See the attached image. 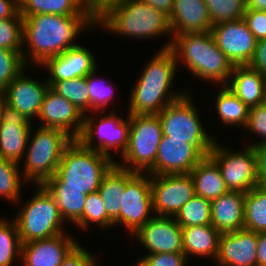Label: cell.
I'll use <instances>...</instances> for the list:
<instances>
[{
  "instance_id": "obj_1",
  "label": "cell",
  "mask_w": 266,
  "mask_h": 266,
  "mask_svg": "<svg viewBox=\"0 0 266 266\" xmlns=\"http://www.w3.org/2000/svg\"><path fill=\"white\" fill-rule=\"evenodd\" d=\"M23 17V45L27 43L29 55L22 53L26 65L30 60L40 66L47 58L80 46L73 43L84 29L97 27V16H62L35 14ZM30 58H29V57Z\"/></svg>"
},
{
  "instance_id": "obj_2",
  "label": "cell",
  "mask_w": 266,
  "mask_h": 266,
  "mask_svg": "<svg viewBox=\"0 0 266 266\" xmlns=\"http://www.w3.org/2000/svg\"><path fill=\"white\" fill-rule=\"evenodd\" d=\"M159 52L143 69L130 95L128 114H159L168 104L186 92H172L170 86L176 75L178 62L171 48Z\"/></svg>"
},
{
  "instance_id": "obj_3",
  "label": "cell",
  "mask_w": 266,
  "mask_h": 266,
  "mask_svg": "<svg viewBox=\"0 0 266 266\" xmlns=\"http://www.w3.org/2000/svg\"><path fill=\"white\" fill-rule=\"evenodd\" d=\"M161 49L171 48L177 62L183 61L193 76L226 85L234 65L217 47L211 31L172 34Z\"/></svg>"
},
{
  "instance_id": "obj_4",
  "label": "cell",
  "mask_w": 266,
  "mask_h": 266,
  "mask_svg": "<svg viewBox=\"0 0 266 266\" xmlns=\"http://www.w3.org/2000/svg\"><path fill=\"white\" fill-rule=\"evenodd\" d=\"M115 162L73 139L64 150L55 175L42 186L45 189H80L85 194L94 193Z\"/></svg>"
},
{
  "instance_id": "obj_5",
  "label": "cell",
  "mask_w": 266,
  "mask_h": 266,
  "mask_svg": "<svg viewBox=\"0 0 266 266\" xmlns=\"http://www.w3.org/2000/svg\"><path fill=\"white\" fill-rule=\"evenodd\" d=\"M134 39L171 34L169 16L142 0H119L97 16V26ZM166 33V34H165Z\"/></svg>"
},
{
  "instance_id": "obj_6",
  "label": "cell",
  "mask_w": 266,
  "mask_h": 266,
  "mask_svg": "<svg viewBox=\"0 0 266 266\" xmlns=\"http://www.w3.org/2000/svg\"><path fill=\"white\" fill-rule=\"evenodd\" d=\"M29 134L23 169L24 181L42 185L56 173L61 157L73 138L57 128L38 127L32 139ZM31 139V140H30ZM33 179V180H32Z\"/></svg>"
},
{
  "instance_id": "obj_7",
  "label": "cell",
  "mask_w": 266,
  "mask_h": 266,
  "mask_svg": "<svg viewBox=\"0 0 266 266\" xmlns=\"http://www.w3.org/2000/svg\"><path fill=\"white\" fill-rule=\"evenodd\" d=\"M163 136L157 114H131L128 145L117 166L135 173L153 175L157 149ZM125 163L127 165H125Z\"/></svg>"
},
{
  "instance_id": "obj_8",
  "label": "cell",
  "mask_w": 266,
  "mask_h": 266,
  "mask_svg": "<svg viewBox=\"0 0 266 266\" xmlns=\"http://www.w3.org/2000/svg\"><path fill=\"white\" fill-rule=\"evenodd\" d=\"M14 218L21 243L33 240L47 239L66 232L63 230L64 219L54 198L42 186Z\"/></svg>"
},
{
  "instance_id": "obj_9",
  "label": "cell",
  "mask_w": 266,
  "mask_h": 266,
  "mask_svg": "<svg viewBox=\"0 0 266 266\" xmlns=\"http://www.w3.org/2000/svg\"><path fill=\"white\" fill-rule=\"evenodd\" d=\"M191 97L190 93H186L178 100L168 104L157 115L164 136L195 144L208 156L216 139L214 135L209 136V133L205 131Z\"/></svg>"
},
{
  "instance_id": "obj_10",
  "label": "cell",
  "mask_w": 266,
  "mask_h": 266,
  "mask_svg": "<svg viewBox=\"0 0 266 266\" xmlns=\"http://www.w3.org/2000/svg\"><path fill=\"white\" fill-rule=\"evenodd\" d=\"M110 112V115L101 116L97 123L94 121V116H96L95 112H92L93 115H84L83 128L77 140L84 147L95 150L113 159L111 151H109L111 148H114L116 152L119 151L121 156L127 148L130 114H128L126 121L123 117L115 115L114 111ZM96 137L99 139L97 144L94 145L93 140Z\"/></svg>"
},
{
  "instance_id": "obj_11",
  "label": "cell",
  "mask_w": 266,
  "mask_h": 266,
  "mask_svg": "<svg viewBox=\"0 0 266 266\" xmlns=\"http://www.w3.org/2000/svg\"><path fill=\"white\" fill-rule=\"evenodd\" d=\"M209 156L220 168L228 190L247 193L260 185L257 174V155L251 146L232 152L216 139Z\"/></svg>"
},
{
  "instance_id": "obj_12",
  "label": "cell",
  "mask_w": 266,
  "mask_h": 266,
  "mask_svg": "<svg viewBox=\"0 0 266 266\" xmlns=\"http://www.w3.org/2000/svg\"><path fill=\"white\" fill-rule=\"evenodd\" d=\"M147 176L126 170L120 215L113 221L114 226L123 224L132 235L154 217L151 175Z\"/></svg>"
},
{
  "instance_id": "obj_13",
  "label": "cell",
  "mask_w": 266,
  "mask_h": 266,
  "mask_svg": "<svg viewBox=\"0 0 266 266\" xmlns=\"http://www.w3.org/2000/svg\"><path fill=\"white\" fill-rule=\"evenodd\" d=\"M151 188L155 216L175 217L195 196L194 183L189 173L151 175Z\"/></svg>"
},
{
  "instance_id": "obj_14",
  "label": "cell",
  "mask_w": 266,
  "mask_h": 266,
  "mask_svg": "<svg viewBox=\"0 0 266 266\" xmlns=\"http://www.w3.org/2000/svg\"><path fill=\"white\" fill-rule=\"evenodd\" d=\"M211 33L217 47L233 65H248L256 48L257 40L243 18L212 26Z\"/></svg>"
},
{
  "instance_id": "obj_15",
  "label": "cell",
  "mask_w": 266,
  "mask_h": 266,
  "mask_svg": "<svg viewBox=\"0 0 266 266\" xmlns=\"http://www.w3.org/2000/svg\"><path fill=\"white\" fill-rule=\"evenodd\" d=\"M206 155L192 143L162 136L153 175L190 173Z\"/></svg>"
},
{
  "instance_id": "obj_16",
  "label": "cell",
  "mask_w": 266,
  "mask_h": 266,
  "mask_svg": "<svg viewBox=\"0 0 266 266\" xmlns=\"http://www.w3.org/2000/svg\"><path fill=\"white\" fill-rule=\"evenodd\" d=\"M132 236L153 253L183 252L182 227L174 217L154 216Z\"/></svg>"
},
{
  "instance_id": "obj_17",
  "label": "cell",
  "mask_w": 266,
  "mask_h": 266,
  "mask_svg": "<svg viewBox=\"0 0 266 266\" xmlns=\"http://www.w3.org/2000/svg\"><path fill=\"white\" fill-rule=\"evenodd\" d=\"M39 118L40 127L60 129L73 139H77L83 128L84 115L51 87L45 92Z\"/></svg>"
},
{
  "instance_id": "obj_18",
  "label": "cell",
  "mask_w": 266,
  "mask_h": 266,
  "mask_svg": "<svg viewBox=\"0 0 266 266\" xmlns=\"http://www.w3.org/2000/svg\"><path fill=\"white\" fill-rule=\"evenodd\" d=\"M31 127L30 120L7 104L0 120V157L20 164Z\"/></svg>"
},
{
  "instance_id": "obj_19",
  "label": "cell",
  "mask_w": 266,
  "mask_h": 266,
  "mask_svg": "<svg viewBox=\"0 0 266 266\" xmlns=\"http://www.w3.org/2000/svg\"><path fill=\"white\" fill-rule=\"evenodd\" d=\"M78 241L65 233L47 239L22 243L21 260L24 266H59Z\"/></svg>"
},
{
  "instance_id": "obj_20",
  "label": "cell",
  "mask_w": 266,
  "mask_h": 266,
  "mask_svg": "<svg viewBox=\"0 0 266 266\" xmlns=\"http://www.w3.org/2000/svg\"><path fill=\"white\" fill-rule=\"evenodd\" d=\"M257 233L248 229L221 233L215 258L220 266H256Z\"/></svg>"
},
{
  "instance_id": "obj_21",
  "label": "cell",
  "mask_w": 266,
  "mask_h": 266,
  "mask_svg": "<svg viewBox=\"0 0 266 266\" xmlns=\"http://www.w3.org/2000/svg\"><path fill=\"white\" fill-rule=\"evenodd\" d=\"M49 83L34 80L24 74L22 70L5 88L7 104L15 108L31 121L38 117L45 92Z\"/></svg>"
},
{
  "instance_id": "obj_22",
  "label": "cell",
  "mask_w": 266,
  "mask_h": 266,
  "mask_svg": "<svg viewBox=\"0 0 266 266\" xmlns=\"http://www.w3.org/2000/svg\"><path fill=\"white\" fill-rule=\"evenodd\" d=\"M96 60L90 50L85 46H77L66 50L64 53L47 58L41 68L46 66L50 72L47 81L71 80L85 77L96 68Z\"/></svg>"
},
{
  "instance_id": "obj_23",
  "label": "cell",
  "mask_w": 266,
  "mask_h": 266,
  "mask_svg": "<svg viewBox=\"0 0 266 266\" xmlns=\"http://www.w3.org/2000/svg\"><path fill=\"white\" fill-rule=\"evenodd\" d=\"M245 193L228 190L211 201V224L220 233L244 228Z\"/></svg>"
},
{
  "instance_id": "obj_24",
  "label": "cell",
  "mask_w": 266,
  "mask_h": 266,
  "mask_svg": "<svg viewBox=\"0 0 266 266\" xmlns=\"http://www.w3.org/2000/svg\"><path fill=\"white\" fill-rule=\"evenodd\" d=\"M169 23L172 34L206 32L213 26L204 0H174Z\"/></svg>"
},
{
  "instance_id": "obj_25",
  "label": "cell",
  "mask_w": 266,
  "mask_h": 266,
  "mask_svg": "<svg viewBox=\"0 0 266 266\" xmlns=\"http://www.w3.org/2000/svg\"><path fill=\"white\" fill-rule=\"evenodd\" d=\"M226 86L250 109L266 102V77L248 65H234Z\"/></svg>"
},
{
  "instance_id": "obj_26",
  "label": "cell",
  "mask_w": 266,
  "mask_h": 266,
  "mask_svg": "<svg viewBox=\"0 0 266 266\" xmlns=\"http://www.w3.org/2000/svg\"><path fill=\"white\" fill-rule=\"evenodd\" d=\"M221 233L212 224L182 227L183 253L189 255L211 257L215 260L218 253Z\"/></svg>"
},
{
  "instance_id": "obj_27",
  "label": "cell",
  "mask_w": 266,
  "mask_h": 266,
  "mask_svg": "<svg viewBox=\"0 0 266 266\" xmlns=\"http://www.w3.org/2000/svg\"><path fill=\"white\" fill-rule=\"evenodd\" d=\"M195 195L213 201L228 191L217 163L208 155L189 173Z\"/></svg>"
},
{
  "instance_id": "obj_28",
  "label": "cell",
  "mask_w": 266,
  "mask_h": 266,
  "mask_svg": "<svg viewBox=\"0 0 266 266\" xmlns=\"http://www.w3.org/2000/svg\"><path fill=\"white\" fill-rule=\"evenodd\" d=\"M20 14H55L62 16H96L83 0H19Z\"/></svg>"
},
{
  "instance_id": "obj_29",
  "label": "cell",
  "mask_w": 266,
  "mask_h": 266,
  "mask_svg": "<svg viewBox=\"0 0 266 266\" xmlns=\"http://www.w3.org/2000/svg\"><path fill=\"white\" fill-rule=\"evenodd\" d=\"M125 186L126 170L115 164L103 177L97 190L112 221L120 215Z\"/></svg>"
},
{
  "instance_id": "obj_30",
  "label": "cell",
  "mask_w": 266,
  "mask_h": 266,
  "mask_svg": "<svg viewBox=\"0 0 266 266\" xmlns=\"http://www.w3.org/2000/svg\"><path fill=\"white\" fill-rule=\"evenodd\" d=\"M244 207V228L266 232V186L258 185L245 193Z\"/></svg>"
},
{
  "instance_id": "obj_31",
  "label": "cell",
  "mask_w": 266,
  "mask_h": 266,
  "mask_svg": "<svg viewBox=\"0 0 266 266\" xmlns=\"http://www.w3.org/2000/svg\"><path fill=\"white\" fill-rule=\"evenodd\" d=\"M215 108L223 123L245 128L249 108L226 85L218 92Z\"/></svg>"
},
{
  "instance_id": "obj_32",
  "label": "cell",
  "mask_w": 266,
  "mask_h": 266,
  "mask_svg": "<svg viewBox=\"0 0 266 266\" xmlns=\"http://www.w3.org/2000/svg\"><path fill=\"white\" fill-rule=\"evenodd\" d=\"M50 87L59 95L71 102L83 115L90 109L87 76L71 80L47 81Z\"/></svg>"
},
{
  "instance_id": "obj_33",
  "label": "cell",
  "mask_w": 266,
  "mask_h": 266,
  "mask_svg": "<svg viewBox=\"0 0 266 266\" xmlns=\"http://www.w3.org/2000/svg\"><path fill=\"white\" fill-rule=\"evenodd\" d=\"M59 207L62 218L74 224L83 213L88 194L80 189H46Z\"/></svg>"
},
{
  "instance_id": "obj_34",
  "label": "cell",
  "mask_w": 266,
  "mask_h": 266,
  "mask_svg": "<svg viewBox=\"0 0 266 266\" xmlns=\"http://www.w3.org/2000/svg\"><path fill=\"white\" fill-rule=\"evenodd\" d=\"M211 201L201 196L192 197L175 215L181 227L211 224Z\"/></svg>"
},
{
  "instance_id": "obj_35",
  "label": "cell",
  "mask_w": 266,
  "mask_h": 266,
  "mask_svg": "<svg viewBox=\"0 0 266 266\" xmlns=\"http://www.w3.org/2000/svg\"><path fill=\"white\" fill-rule=\"evenodd\" d=\"M21 239L15 222L0 219V266H12L21 257Z\"/></svg>"
},
{
  "instance_id": "obj_36",
  "label": "cell",
  "mask_w": 266,
  "mask_h": 266,
  "mask_svg": "<svg viewBox=\"0 0 266 266\" xmlns=\"http://www.w3.org/2000/svg\"><path fill=\"white\" fill-rule=\"evenodd\" d=\"M74 224L82 229H88L92 224L103 229L113 227L98 191L87 195L82 216Z\"/></svg>"
},
{
  "instance_id": "obj_37",
  "label": "cell",
  "mask_w": 266,
  "mask_h": 266,
  "mask_svg": "<svg viewBox=\"0 0 266 266\" xmlns=\"http://www.w3.org/2000/svg\"><path fill=\"white\" fill-rule=\"evenodd\" d=\"M19 166V163L0 157V196L17 203L21 199L23 181Z\"/></svg>"
},
{
  "instance_id": "obj_38",
  "label": "cell",
  "mask_w": 266,
  "mask_h": 266,
  "mask_svg": "<svg viewBox=\"0 0 266 266\" xmlns=\"http://www.w3.org/2000/svg\"><path fill=\"white\" fill-rule=\"evenodd\" d=\"M212 25L244 17L246 0H204Z\"/></svg>"
},
{
  "instance_id": "obj_39",
  "label": "cell",
  "mask_w": 266,
  "mask_h": 266,
  "mask_svg": "<svg viewBox=\"0 0 266 266\" xmlns=\"http://www.w3.org/2000/svg\"><path fill=\"white\" fill-rule=\"evenodd\" d=\"M23 47V17L0 19V48L24 51Z\"/></svg>"
},
{
  "instance_id": "obj_40",
  "label": "cell",
  "mask_w": 266,
  "mask_h": 266,
  "mask_svg": "<svg viewBox=\"0 0 266 266\" xmlns=\"http://www.w3.org/2000/svg\"><path fill=\"white\" fill-rule=\"evenodd\" d=\"M91 72L87 75V87L89 89V97H90V110L92 113L102 110L108 103L110 104L111 98H113L114 90L113 86L105 81L104 79H100L95 76V72ZM100 109V110H99Z\"/></svg>"
},
{
  "instance_id": "obj_41",
  "label": "cell",
  "mask_w": 266,
  "mask_h": 266,
  "mask_svg": "<svg viewBox=\"0 0 266 266\" xmlns=\"http://www.w3.org/2000/svg\"><path fill=\"white\" fill-rule=\"evenodd\" d=\"M23 52L0 48V89L5 90L22 70H26Z\"/></svg>"
},
{
  "instance_id": "obj_42",
  "label": "cell",
  "mask_w": 266,
  "mask_h": 266,
  "mask_svg": "<svg viewBox=\"0 0 266 266\" xmlns=\"http://www.w3.org/2000/svg\"><path fill=\"white\" fill-rule=\"evenodd\" d=\"M246 128L248 131H251L250 133L262 137V140L251 144V147H253V145L266 144V102L249 109V116L245 129Z\"/></svg>"
},
{
  "instance_id": "obj_43",
  "label": "cell",
  "mask_w": 266,
  "mask_h": 266,
  "mask_svg": "<svg viewBox=\"0 0 266 266\" xmlns=\"http://www.w3.org/2000/svg\"><path fill=\"white\" fill-rule=\"evenodd\" d=\"M243 19L257 41L266 39V11L246 9Z\"/></svg>"
},
{
  "instance_id": "obj_44",
  "label": "cell",
  "mask_w": 266,
  "mask_h": 266,
  "mask_svg": "<svg viewBox=\"0 0 266 266\" xmlns=\"http://www.w3.org/2000/svg\"><path fill=\"white\" fill-rule=\"evenodd\" d=\"M149 266H186L187 257L183 252L153 253L143 256Z\"/></svg>"
},
{
  "instance_id": "obj_45",
  "label": "cell",
  "mask_w": 266,
  "mask_h": 266,
  "mask_svg": "<svg viewBox=\"0 0 266 266\" xmlns=\"http://www.w3.org/2000/svg\"><path fill=\"white\" fill-rule=\"evenodd\" d=\"M96 261L93 254L78 243L59 266H97Z\"/></svg>"
},
{
  "instance_id": "obj_46",
  "label": "cell",
  "mask_w": 266,
  "mask_h": 266,
  "mask_svg": "<svg viewBox=\"0 0 266 266\" xmlns=\"http://www.w3.org/2000/svg\"><path fill=\"white\" fill-rule=\"evenodd\" d=\"M248 66L266 77V39L257 41L254 55Z\"/></svg>"
},
{
  "instance_id": "obj_47",
  "label": "cell",
  "mask_w": 266,
  "mask_h": 266,
  "mask_svg": "<svg viewBox=\"0 0 266 266\" xmlns=\"http://www.w3.org/2000/svg\"><path fill=\"white\" fill-rule=\"evenodd\" d=\"M257 155V174L260 185L266 186V144L253 145Z\"/></svg>"
},
{
  "instance_id": "obj_48",
  "label": "cell",
  "mask_w": 266,
  "mask_h": 266,
  "mask_svg": "<svg viewBox=\"0 0 266 266\" xmlns=\"http://www.w3.org/2000/svg\"><path fill=\"white\" fill-rule=\"evenodd\" d=\"M20 14L19 0H0V19H8Z\"/></svg>"
},
{
  "instance_id": "obj_49",
  "label": "cell",
  "mask_w": 266,
  "mask_h": 266,
  "mask_svg": "<svg viewBox=\"0 0 266 266\" xmlns=\"http://www.w3.org/2000/svg\"><path fill=\"white\" fill-rule=\"evenodd\" d=\"M256 266H266V232L257 233Z\"/></svg>"
},
{
  "instance_id": "obj_50",
  "label": "cell",
  "mask_w": 266,
  "mask_h": 266,
  "mask_svg": "<svg viewBox=\"0 0 266 266\" xmlns=\"http://www.w3.org/2000/svg\"><path fill=\"white\" fill-rule=\"evenodd\" d=\"M119 0H83L85 7L98 16L106 7Z\"/></svg>"
},
{
  "instance_id": "obj_51",
  "label": "cell",
  "mask_w": 266,
  "mask_h": 266,
  "mask_svg": "<svg viewBox=\"0 0 266 266\" xmlns=\"http://www.w3.org/2000/svg\"><path fill=\"white\" fill-rule=\"evenodd\" d=\"M143 2L149 4L155 9L165 13L170 16L173 10L174 0H142Z\"/></svg>"
},
{
  "instance_id": "obj_52",
  "label": "cell",
  "mask_w": 266,
  "mask_h": 266,
  "mask_svg": "<svg viewBox=\"0 0 266 266\" xmlns=\"http://www.w3.org/2000/svg\"><path fill=\"white\" fill-rule=\"evenodd\" d=\"M246 9L266 11V0H246Z\"/></svg>"
},
{
  "instance_id": "obj_53",
  "label": "cell",
  "mask_w": 266,
  "mask_h": 266,
  "mask_svg": "<svg viewBox=\"0 0 266 266\" xmlns=\"http://www.w3.org/2000/svg\"><path fill=\"white\" fill-rule=\"evenodd\" d=\"M6 105H7L6 92L4 89H0V120Z\"/></svg>"
},
{
  "instance_id": "obj_54",
  "label": "cell",
  "mask_w": 266,
  "mask_h": 266,
  "mask_svg": "<svg viewBox=\"0 0 266 266\" xmlns=\"http://www.w3.org/2000/svg\"><path fill=\"white\" fill-rule=\"evenodd\" d=\"M136 266H149L143 259H139L136 263Z\"/></svg>"
}]
</instances>
